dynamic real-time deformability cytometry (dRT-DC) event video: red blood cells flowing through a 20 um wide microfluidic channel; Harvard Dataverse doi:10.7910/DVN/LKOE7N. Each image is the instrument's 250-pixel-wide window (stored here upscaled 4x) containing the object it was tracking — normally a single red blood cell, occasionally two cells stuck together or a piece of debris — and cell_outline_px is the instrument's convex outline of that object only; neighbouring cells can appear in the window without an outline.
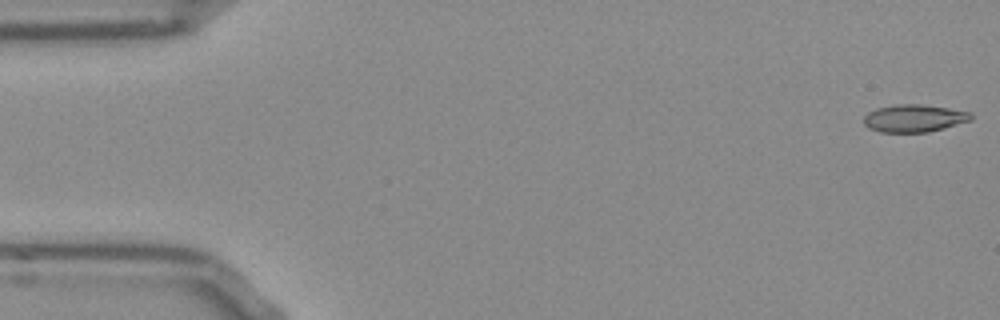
{"species": "Egyptian fruit bat (a non-hibernating species)", "species_latin": "Rousettus aegyptiacus", "temperature_condition": "room temperature", "stored_images_in_passage": 53, "camera_frame_rate_fps": 3000, "um_per_image_px": 0.085, "frame": {"image": 1, "passage_image": 1, "time_ms": 0.0, "image_size_px": [1000, 320], "cell_outline_px": [[972, 120], [928, 132], [880, 132], [868, 128], [864, 124], [864, 116], [868, 112], [876, 108], [896, 104], [920, 104], [948, 108], [972, 112]], "centroid_in_image_um": [77.68, 10.05], "position_along_channel_um": 7.3, "area_um2": 17.22}}
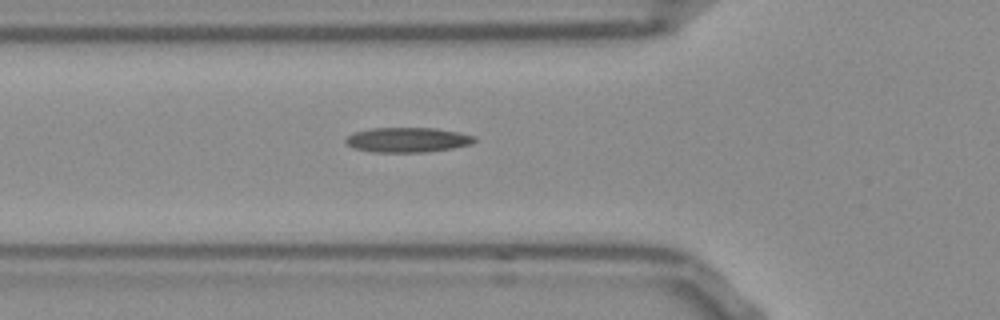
{"frame": {"image": 2, "passage_image": 18, "time_ms": 5.667, "image_size_px": [1000, 320], "cell_outline_px": [[476, 140], [472, 144], [452, 148], [424, 152], [372, 152], [352, 148], [344, 140], [348, 136], [356, 132], [368, 128], [436, 128], [460, 132], [476, 136]], "centroid_in_image_um": [34.66, 11.88], "position_along_channel_um": 91.1, "area_um2": 18.73}}
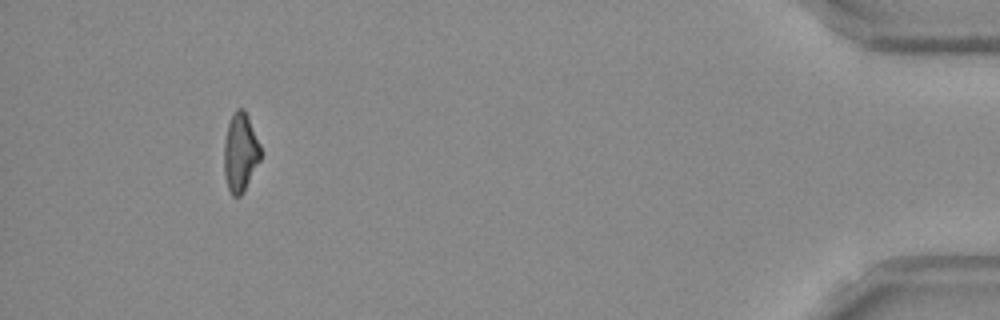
{"frame": {"image": 3, "passage_image": 49, "time_ms": 16.0, "image_size_px": [1000, 320], "cell_outline_px": [[260, 160], [244, 192], [240, 196], [232, 196], [228, 188], [224, 176], [224, 140], [228, 124], [232, 112], [236, 108], [244, 108], [248, 116], [260, 144]], "centroid_in_image_um": [20.42, 12.94], "position_along_channel_um": 414.8, "area_um2": 16.94}, "authors_computed_cell_mechanics": {"area_um2": 17.6868, "velocity_mm_per_s": 3.8205, "shape_relaxation_time_tau1_ms": null, "shape_relaxation_time_tau2_ms": 3.691, "deformation_change_tau1": null, "deformation_change_tau2": 0.1277}}